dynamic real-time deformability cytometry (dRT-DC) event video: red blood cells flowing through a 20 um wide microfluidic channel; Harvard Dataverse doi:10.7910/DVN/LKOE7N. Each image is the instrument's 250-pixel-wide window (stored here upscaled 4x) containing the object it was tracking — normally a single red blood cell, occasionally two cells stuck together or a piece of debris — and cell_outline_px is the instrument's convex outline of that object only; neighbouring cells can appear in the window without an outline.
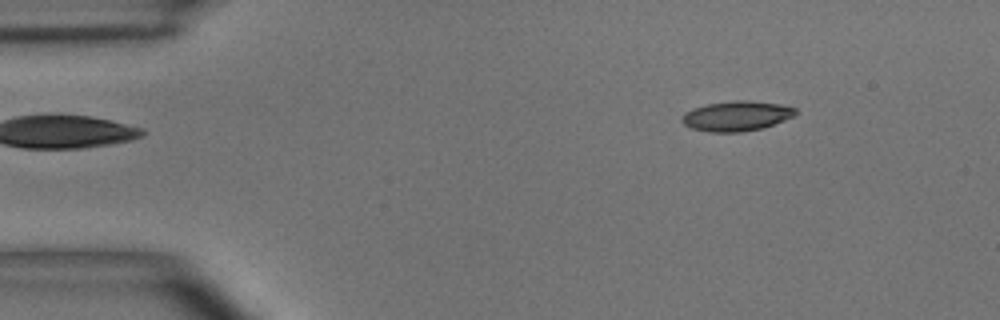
{"species": "common noctule bat (a hibernating species)", "species_latin": "Nyctalus noctula", "temperature_condition": "room temperature", "stored_images_in_passage": 4, "camera_frame_rate_fps": 3000, "um_per_image_px": 0.085, "animal": {"sex": "male", "body_mass_g": 15.6}, "frame": {"image": 1, "passage_image": 1, "time_ms": 0.0, "image_size_px": [1000, 320], "cell_outline_px": [[796, 112], [792, 116], [784, 120], [764, 128], [740, 132], [708, 132], [692, 128], [684, 124], [680, 120], [684, 112], [692, 108], [708, 104], [736, 100], [748, 100], [780, 104], [796, 108]], "centroid_in_image_um": [62.58, 9.86], "position_along_channel_um": 22.4, "area_um2": 19.83}}
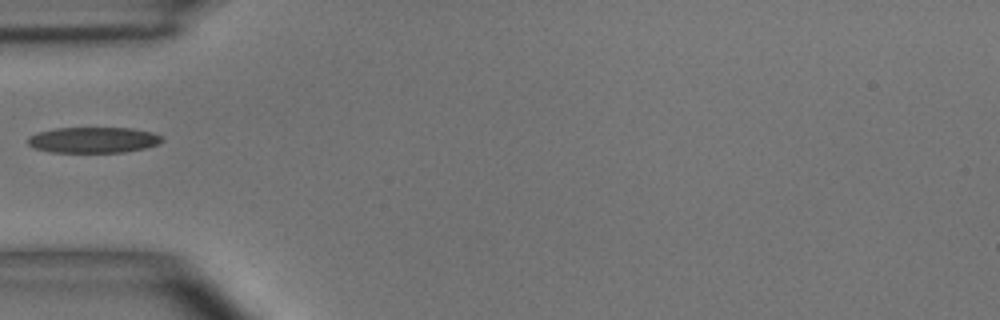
{"frame": {"image": 2, "passage_image": 4, "time_ms": 3.333, "image_size_px": [1000, 320], "cell_outline_px": [[164, 140], [160, 144], [144, 148], [124, 152], [52, 152], [36, 148], [28, 144], [28, 136], [36, 132], [56, 128], [132, 128], [152, 132], [160, 136]], "centroid_in_image_um": [7.94, 11.89], "position_along_channel_um": 77.1, "area_um2": 20.17}}